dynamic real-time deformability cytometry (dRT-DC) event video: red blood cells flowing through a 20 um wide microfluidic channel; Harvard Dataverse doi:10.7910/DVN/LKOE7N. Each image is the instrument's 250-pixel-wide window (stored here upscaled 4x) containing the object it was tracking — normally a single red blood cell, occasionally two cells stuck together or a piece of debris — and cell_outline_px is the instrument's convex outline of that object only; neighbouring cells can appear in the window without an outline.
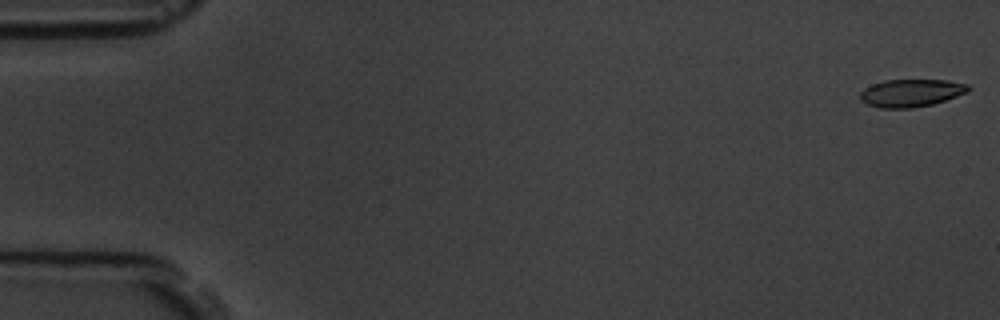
{"species": "common noctule bat (a hibernating species)", "species_latin": "Nyctalus noctula", "temperature_condition": "room temperature", "stored_images_in_passage": 6, "camera_frame_rate_fps": 3000, "um_per_image_px": 0.085, "animal": {"sex": "male", "body_mass_g": 19.5, "forearm_length_mm": 54.6}, "frame": {"image": 1, "passage_image": 1, "time_ms": 0.0, "image_size_px": [1000, 320], "cell_outline_px": [[972, 88], [968, 92], [932, 104], [912, 108], [880, 108], [868, 104], [860, 100], [860, 92], [864, 88], [872, 84], [884, 80], [948, 80], [968, 84]], "centroid_in_image_um": [77.44, 7.89], "position_along_channel_um": 7.6, "area_um2": 17.46}}
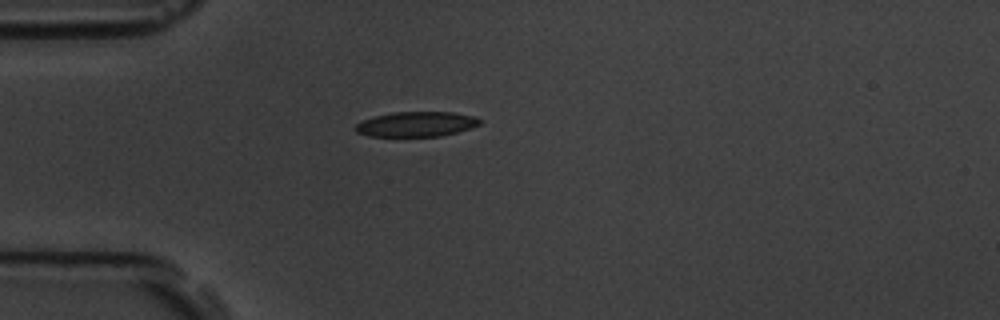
{"frame": {"image": 2, "passage_image": 5, "time_ms": 4.667, "image_size_px": [1000, 320], "cell_outline_px": [[480, 124], [472, 128], [440, 136], [368, 136], [356, 132], [356, 124], [364, 120], [376, 116], [392, 112], [452, 112], [472, 116], [480, 120]], "centroid_in_image_um": [35.39, 10.55], "position_along_channel_um": 49.6, "area_um2": 17.86}}